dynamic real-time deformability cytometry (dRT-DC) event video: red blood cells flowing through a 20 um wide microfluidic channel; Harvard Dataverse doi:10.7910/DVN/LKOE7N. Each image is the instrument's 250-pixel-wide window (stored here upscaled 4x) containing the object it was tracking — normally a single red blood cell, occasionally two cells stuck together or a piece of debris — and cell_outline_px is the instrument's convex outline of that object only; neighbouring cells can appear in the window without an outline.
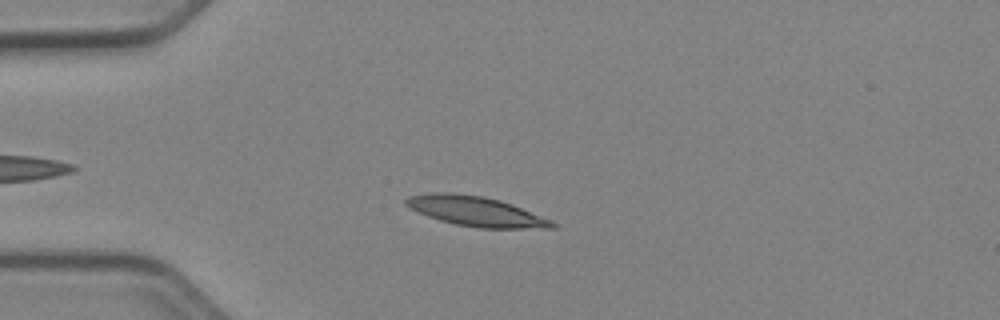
{"species": "Egyptian fruit bat (a non-hibernating species)", "species_latin": "Rousettus aegyptiacus", "temperature_condition": "cold", "stored_images_in_passage": 41, "camera_frame_rate_fps": 3000, "um_per_image_px": 0.085, "animal": {"sex": "female"}, "frame": {"image": 1, "passage_image": 3, "time_ms": 0.667, "image_size_px": [1000, 320], "cell_outline_px": [[556, 228], [480, 228], [456, 224], [440, 220], [428, 216], [404, 204], [404, 200], [408, 196], [432, 192], [452, 192], [484, 196], [500, 200], [512, 204], [552, 220], [556, 224]], "centroid_in_image_um": [40.46, 17.95], "position_along_channel_um": 44.5, "area_um2": 25.32}}
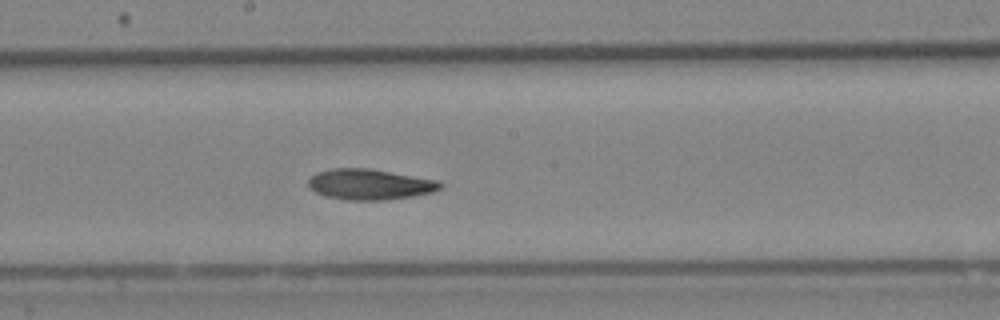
{"frame": {"image": 2, "passage_image": 18, "time_ms": 5.667, "image_size_px": [1000, 320], "cell_outline_px": [[444, 184], [440, 188], [432, 192], [412, 196], [384, 200], [348, 200], [324, 196], [308, 188], [308, 180], [316, 172], [332, 168], [368, 168], [436, 180]], "centroid_in_image_um": [31.38, 15.67], "position_along_channel_um": 216.8, "area_um2": 23.47}}
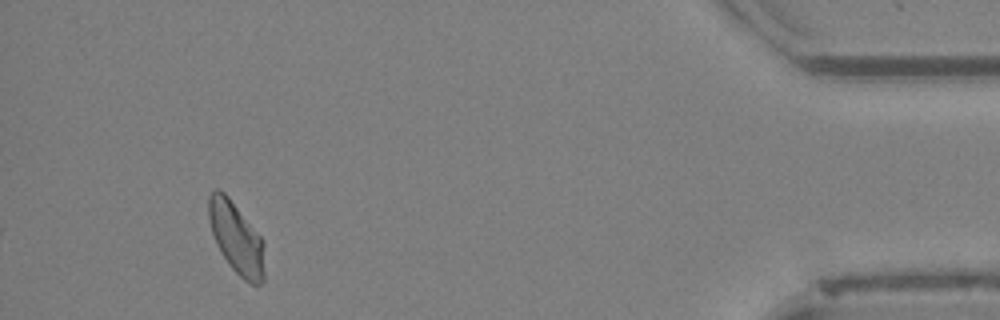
{"frame": {"image": 3, "passage_image": 38, "time_ms": 12.333, "image_size_px": [1000, 320], "cell_outline_px": [[264, 280], [260, 284], [252, 284], [244, 280], [232, 268], [220, 252], [216, 244], [208, 220], [208, 196], [216, 188], [220, 188], [228, 196], [264, 240]], "centroid_in_image_um": [20.08, 20.22], "position_along_channel_um": 415.1, "area_um2": 23.41}, "authors_computed_cell_mechanics": {"area_um2": 23.409, "velocity_mm_per_s": 3.9094, "shape_relaxation_time_tau1_ms": 9.2708, "shape_relaxation_time_tau2_ms": 5.8856, "deformation_change_tau1": 0.1916, "deformation_change_tau2": 0.112}}